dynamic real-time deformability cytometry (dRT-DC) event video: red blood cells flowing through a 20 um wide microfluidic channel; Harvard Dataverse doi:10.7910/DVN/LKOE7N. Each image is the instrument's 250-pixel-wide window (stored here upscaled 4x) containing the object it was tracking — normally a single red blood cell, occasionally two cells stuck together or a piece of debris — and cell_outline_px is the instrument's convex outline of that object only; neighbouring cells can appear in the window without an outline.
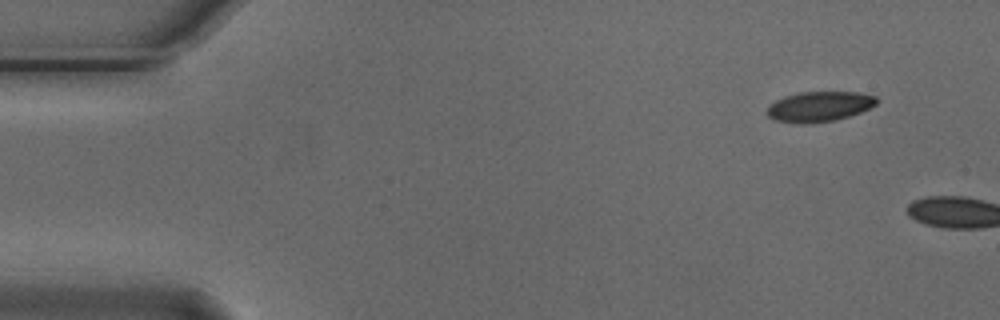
{"species": "Egyptian fruit bat (a non-hibernating species)", "species_latin": "Rousettus aegyptiacus", "temperature_condition": "cold", "stored_images_in_passage": 4, "segment_of_instrument_passage": [2, 2], "camera_frame_rate_fps": 3000, "um_per_image_px": 0.085, "animal": {"sex": "male"}, "frame": {"image": 1, "passage_image": 4, "time_ms": 1.0, "image_size_px": [1000, 320], "cell_outline_px": [[880, 100], [876, 104], [860, 112], [836, 120], [808, 124], [796, 124], [776, 120], [768, 116], [764, 112], [768, 104], [784, 96], [800, 92], [856, 92], [876, 96]], "centroid_in_image_um": [69.59, 9.06], "position_along_channel_um": 15.4, "area_um2": 19.54}}